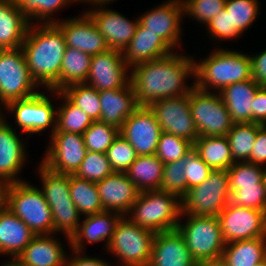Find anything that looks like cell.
Masks as SVG:
<instances>
[{
  "label": "cell",
  "instance_id": "30bf717a",
  "mask_svg": "<svg viewBox=\"0 0 266 266\" xmlns=\"http://www.w3.org/2000/svg\"><path fill=\"white\" fill-rule=\"evenodd\" d=\"M22 48L0 49V104L31 97L39 92ZM2 108H0L1 115Z\"/></svg>",
  "mask_w": 266,
  "mask_h": 266
},
{
  "label": "cell",
  "instance_id": "9c48e42d",
  "mask_svg": "<svg viewBox=\"0 0 266 266\" xmlns=\"http://www.w3.org/2000/svg\"><path fill=\"white\" fill-rule=\"evenodd\" d=\"M154 235L153 231L141 228L123 216L107 251L119 259L118 266H148Z\"/></svg>",
  "mask_w": 266,
  "mask_h": 266
},
{
  "label": "cell",
  "instance_id": "7402d4cb",
  "mask_svg": "<svg viewBox=\"0 0 266 266\" xmlns=\"http://www.w3.org/2000/svg\"><path fill=\"white\" fill-rule=\"evenodd\" d=\"M104 211H113L126 216L137 200L140 191L126 173L114 172L96 182Z\"/></svg>",
  "mask_w": 266,
  "mask_h": 266
},
{
  "label": "cell",
  "instance_id": "60d3db41",
  "mask_svg": "<svg viewBox=\"0 0 266 266\" xmlns=\"http://www.w3.org/2000/svg\"><path fill=\"white\" fill-rule=\"evenodd\" d=\"M119 134V128L101 121H94L82 136L88 151L106 153Z\"/></svg>",
  "mask_w": 266,
  "mask_h": 266
},
{
  "label": "cell",
  "instance_id": "11a10c76",
  "mask_svg": "<svg viewBox=\"0 0 266 266\" xmlns=\"http://www.w3.org/2000/svg\"><path fill=\"white\" fill-rule=\"evenodd\" d=\"M72 254L74 256L69 257L70 259L67 256L65 266H111L104 259L86 256L83 252L72 250Z\"/></svg>",
  "mask_w": 266,
  "mask_h": 266
},
{
  "label": "cell",
  "instance_id": "8d00e7d4",
  "mask_svg": "<svg viewBox=\"0 0 266 266\" xmlns=\"http://www.w3.org/2000/svg\"><path fill=\"white\" fill-rule=\"evenodd\" d=\"M261 124L234 123L227 133L232 158L235 162H245L250 158L257 132Z\"/></svg>",
  "mask_w": 266,
  "mask_h": 266
},
{
  "label": "cell",
  "instance_id": "db71d44e",
  "mask_svg": "<svg viewBox=\"0 0 266 266\" xmlns=\"http://www.w3.org/2000/svg\"><path fill=\"white\" fill-rule=\"evenodd\" d=\"M253 123L266 125V87H259L253 99Z\"/></svg>",
  "mask_w": 266,
  "mask_h": 266
},
{
  "label": "cell",
  "instance_id": "ba28073f",
  "mask_svg": "<svg viewBox=\"0 0 266 266\" xmlns=\"http://www.w3.org/2000/svg\"><path fill=\"white\" fill-rule=\"evenodd\" d=\"M230 197L228 171L212 170L200 185L187 189L180 199L181 214L218 217L229 204Z\"/></svg>",
  "mask_w": 266,
  "mask_h": 266
},
{
  "label": "cell",
  "instance_id": "7a4b0ae2",
  "mask_svg": "<svg viewBox=\"0 0 266 266\" xmlns=\"http://www.w3.org/2000/svg\"><path fill=\"white\" fill-rule=\"evenodd\" d=\"M21 48L35 82L48 92H58L62 59L67 48L61 29L55 23H32Z\"/></svg>",
  "mask_w": 266,
  "mask_h": 266
},
{
  "label": "cell",
  "instance_id": "d6a6232c",
  "mask_svg": "<svg viewBox=\"0 0 266 266\" xmlns=\"http://www.w3.org/2000/svg\"><path fill=\"white\" fill-rule=\"evenodd\" d=\"M193 149L212 170H228L235 163L227 136H199Z\"/></svg>",
  "mask_w": 266,
  "mask_h": 266
},
{
  "label": "cell",
  "instance_id": "4dcf8cb0",
  "mask_svg": "<svg viewBox=\"0 0 266 266\" xmlns=\"http://www.w3.org/2000/svg\"><path fill=\"white\" fill-rule=\"evenodd\" d=\"M266 259V237L227 243L220 261L225 266H255Z\"/></svg>",
  "mask_w": 266,
  "mask_h": 266
},
{
  "label": "cell",
  "instance_id": "e0dca14e",
  "mask_svg": "<svg viewBox=\"0 0 266 266\" xmlns=\"http://www.w3.org/2000/svg\"><path fill=\"white\" fill-rule=\"evenodd\" d=\"M129 70L131 68L123 59L122 52L109 49L92 56L90 71L85 83L97 91L120 89L130 83Z\"/></svg>",
  "mask_w": 266,
  "mask_h": 266
},
{
  "label": "cell",
  "instance_id": "c3c4849f",
  "mask_svg": "<svg viewBox=\"0 0 266 266\" xmlns=\"http://www.w3.org/2000/svg\"><path fill=\"white\" fill-rule=\"evenodd\" d=\"M230 203L236 206L258 209L266 213V189L264 183L233 191Z\"/></svg>",
  "mask_w": 266,
  "mask_h": 266
},
{
  "label": "cell",
  "instance_id": "91938a15",
  "mask_svg": "<svg viewBox=\"0 0 266 266\" xmlns=\"http://www.w3.org/2000/svg\"><path fill=\"white\" fill-rule=\"evenodd\" d=\"M263 183H264V187L266 189V168H264V172H263Z\"/></svg>",
  "mask_w": 266,
  "mask_h": 266
},
{
  "label": "cell",
  "instance_id": "816d5d0a",
  "mask_svg": "<svg viewBox=\"0 0 266 266\" xmlns=\"http://www.w3.org/2000/svg\"><path fill=\"white\" fill-rule=\"evenodd\" d=\"M253 146L247 162L264 166L266 164V125L259 127Z\"/></svg>",
  "mask_w": 266,
  "mask_h": 266
},
{
  "label": "cell",
  "instance_id": "f546056e",
  "mask_svg": "<svg viewBox=\"0 0 266 266\" xmlns=\"http://www.w3.org/2000/svg\"><path fill=\"white\" fill-rule=\"evenodd\" d=\"M29 25L14 0H0V49L20 48Z\"/></svg>",
  "mask_w": 266,
  "mask_h": 266
},
{
  "label": "cell",
  "instance_id": "7c38bea8",
  "mask_svg": "<svg viewBox=\"0 0 266 266\" xmlns=\"http://www.w3.org/2000/svg\"><path fill=\"white\" fill-rule=\"evenodd\" d=\"M49 95L40 91L35 95L8 103L5 108L14 115L18 128L25 134L42 133L51 128L56 130V109Z\"/></svg>",
  "mask_w": 266,
  "mask_h": 266
},
{
  "label": "cell",
  "instance_id": "3957f363",
  "mask_svg": "<svg viewBox=\"0 0 266 266\" xmlns=\"http://www.w3.org/2000/svg\"><path fill=\"white\" fill-rule=\"evenodd\" d=\"M194 86L199 90L220 92L233 83L252 79L250 55L216 48L201 62L194 61ZM211 87V88H210Z\"/></svg>",
  "mask_w": 266,
  "mask_h": 266
},
{
  "label": "cell",
  "instance_id": "b9f144b4",
  "mask_svg": "<svg viewBox=\"0 0 266 266\" xmlns=\"http://www.w3.org/2000/svg\"><path fill=\"white\" fill-rule=\"evenodd\" d=\"M264 168L262 165L247 161L235 162L227 171L229 176V189L232 193L243 187L258 186L263 182Z\"/></svg>",
  "mask_w": 266,
  "mask_h": 266
},
{
  "label": "cell",
  "instance_id": "5bb4252c",
  "mask_svg": "<svg viewBox=\"0 0 266 266\" xmlns=\"http://www.w3.org/2000/svg\"><path fill=\"white\" fill-rule=\"evenodd\" d=\"M41 163L59 174H75L86 156L83 136L78 133L54 132Z\"/></svg>",
  "mask_w": 266,
  "mask_h": 266
},
{
  "label": "cell",
  "instance_id": "f907efd6",
  "mask_svg": "<svg viewBox=\"0 0 266 266\" xmlns=\"http://www.w3.org/2000/svg\"><path fill=\"white\" fill-rule=\"evenodd\" d=\"M205 27L207 28V34L218 41L237 39L241 36L235 28H231L230 14L225 8L215 18L211 19Z\"/></svg>",
  "mask_w": 266,
  "mask_h": 266
},
{
  "label": "cell",
  "instance_id": "6125c7cd",
  "mask_svg": "<svg viewBox=\"0 0 266 266\" xmlns=\"http://www.w3.org/2000/svg\"><path fill=\"white\" fill-rule=\"evenodd\" d=\"M1 188L2 186L0 185V203H1Z\"/></svg>",
  "mask_w": 266,
  "mask_h": 266
},
{
  "label": "cell",
  "instance_id": "f1b7e54d",
  "mask_svg": "<svg viewBox=\"0 0 266 266\" xmlns=\"http://www.w3.org/2000/svg\"><path fill=\"white\" fill-rule=\"evenodd\" d=\"M260 86L249 79L224 87L219 94L233 123L253 122V99Z\"/></svg>",
  "mask_w": 266,
  "mask_h": 266
},
{
  "label": "cell",
  "instance_id": "ac0fdd59",
  "mask_svg": "<svg viewBox=\"0 0 266 266\" xmlns=\"http://www.w3.org/2000/svg\"><path fill=\"white\" fill-rule=\"evenodd\" d=\"M161 128L148 106H140L120 128L123 136L135 149L137 155H155Z\"/></svg>",
  "mask_w": 266,
  "mask_h": 266
},
{
  "label": "cell",
  "instance_id": "9a60e30c",
  "mask_svg": "<svg viewBox=\"0 0 266 266\" xmlns=\"http://www.w3.org/2000/svg\"><path fill=\"white\" fill-rule=\"evenodd\" d=\"M225 243L266 237V213L229 204L218 215Z\"/></svg>",
  "mask_w": 266,
  "mask_h": 266
},
{
  "label": "cell",
  "instance_id": "7bdbcfd3",
  "mask_svg": "<svg viewBox=\"0 0 266 266\" xmlns=\"http://www.w3.org/2000/svg\"><path fill=\"white\" fill-rule=\"evenodd\" d=\"M193 149V143L174 134L161 132L155 155L164 163L185 157Z\"/></svg>",
  "mask_w": 266,
  "mask_h": 266
},
{
  "label": "cell",
  "instance_id": "d590c367",
  "mask_svg": "<svg viewBox=\"0 0 266 266\" xmlns=\"http://www.w3.org/2000/svg\"><path fill=\"white\" fill-rule=\"evenodd\" d=\"M70 197L80 215L103 212L96 183L70 174Z\"/></svg>",
  "mask_w": 266,
  "mask_h": 266
},
{
  "label": "cell",
  "instance_id": "9f6ffc18",
  "mask_svg": "<svg viewBox=\"0 0 266 266\" xmlns=\"http://www.w3.org/2000/svg\"><path fill=\"white\" fill-rule=\"evenodd\" d=\"M5 262L1 266H24L17 258H14V259H11V261H5Z\"/></svg>",
  "mask_w": 266,
  "mask_h": 266
},
{
  "label": "cell",
  "instance_id": "f6af8a7d",
  "mask_svg": "<svg viewBox=\"0 0 266 266\" xmlns=\"http://www.w3.org/2000/svg\"><path fill=\"white\" fill-rule=\"evenodd\" d=\"M186 165L185 157L164 164L161 190L175 194L181 199L187 192V181L184 175Z\"/></svg>",
  "mask_w": 266,
  "mask_h": 266
},
{
  "label": "cell",
  "instance_id": "ab89813d",
  "mask_svg": "<svg viewBox=\"0 0 266 266\" xmlns=\"http://www.w3.org/2000/svg\"><path fill=\"white\" fill-rule=\"evenodd\" d=\"M225 9L230 14L231 28H235L241 35L260 14L258 0H227Z\"/></svg>",
  "mask_w": 266,
  "mask_h": 266
},
{
  "label": "cell",
  "instance_id": "94428289",
  "mask_svg": "<svg viewBox=\"0 0 266 266\" xmlns=\"http://www.w3.org/2000/svg\"><path fill=\"white\" fill-rule=\"evenodd\" d=\"M255 266H266V259L263 260L262 262L256 264Z\"/></svg>",
  "mask_w": 266,
  "mask_h": 266
},
{
  "label": "cell",
  "instance_id": "ee69618b",
  "mask_svg": "<svg viewBox=\"0 0 266 266\" xmlns=\"http://www.w3.org/2000/svg\"><path fill=\"white\" fill-rule=\"evenodd\" d=\"M113 173L106 153L88 151L74 175L96 183Z\"/></svg>",
  "mask_w": 266,
  "mask_h": 266
},
{
  "label": "cell",
  "instance_id": "681fc988",
  "mask_svg": "<svg viewBox=\"0 0 266 266\" xmlns=\"http://www.w3.org/2000/svg\"><path fill=\"white\" fill-rule=\"evenodd\" d=\"M185 162L187 165L184 175L186 176L187 189L200 185L212 171L194 149L185 156Z\"/></svg>",
  "mask_w": 266,
  "mask_h": 266
},
{
  "label": "cell",
  "instance_id": "8992f818",
  "mask_svg": "<svg viewBox=\"0 0 266 266\" xmlns=\"http://www.w3.org/2000/svg\"><path fill=\"white\" fill-rule=\"evenodd\" d=\"M42 193L51 208L53 233H64L68 245L81 222L80 213L70 197V175L49 170L41 162L37 168Z\"/></svg>",
  "mask_w": 266,
  "mask_h": 266
},
{
  "label": "cell",
  "instance_id": "4fadbf2b",
  "mask_svg": "<svg viewBox=\"0 0 266 266\" xmlns=\"http://www.w3.org/2000/svg\"><path fill=\"white\" fill-rule=\"evenodd\" d=\"M161 131L174 134L192 143L199 137L189 105V94L158 100L148 106Z\"/></svg>",
  "mask_w": 266,
  "mask_h": 266
},
{
  "label": "cell",
  "instance_id": "44dd1931",
  "mask_svg": "<svg viewBox=\"0 0 266 266\" xmlns=\"http://www.w3.org/2000/svg\"><path fill=\"white\" fill-rule=\"evenodd\" d=\"M4 112L0 115V185L24 181L18 177L25 160H27L26 148L23 139L17 135Z\"/></svg>",
  "mask_w": 266,
  "mask_h": 266
},
{
  "label": "cell",
  "instance_id": "74e56055",
  "mask_svg": "<svg viewBox=\"0 0 266 266\" xmlns=\"http://www.w3.org/2000/svg\"><path fill=\"white\" fill-rule=\"evenodd\" d=\"M14 2L30 24L33 22L35 24V21L37 24L55 23L57 20L54 19V13L68 4L75 3L74 0H14Z\"/></svg>",
  "mask_w": 266,
  "mask_h": 266
},
{
  "label": "cell",
  "instance_id": "277c9868",
  "mask_svg": "<svg viewBox=\"0 0 266 266\" xmlns=\"http://www.w3.org/2000/svg\"><path fill=\"white\" fill-rule=\"evenodd\" d=\"M1 203L36 235L53 234L52 211L37 186L27 181L2 185Z\"/></svg>",
  "mask_w": 266,
  "mask_h": 266
},
{
  "label": "cell",
  "instance_id": "1f68e13d",
  "mask_svg": "<svg viewBox=\"0 0 266 266\" xmlns=\"http://www.w3.org/2000/svg\"><path fill=\"white\" fill-rule=\"evenodd\" d=\"M163 167L156 155H139L125 173L140 192L161 190Z\"/></svg>",
  "mask_w": 266,
  "mask_h": 266
},
{
  "label": "cell",
  "instance_id": "6da1fadb",
  "mask_svg": "<svg viewBox=\"0 0 266 266\" xmlns=\"http://www.w3.org/2000/svg\"><path fill=\"white\" fill-rule=\"evenodd\" d=\"M173 52L165 57L144 62L131 68L130 82L139 106L171 97L190 94L195 87L186 85L189 77L194 79V58Z\"/></svg>",
  "mask_w": 266,
  "mask_h": 266
},
{
  "label": "cell",
  "instance_id": "ffe728a7",
  "mask_svg": "<svg viewBox=\"0 0 266 266\" xmlns=\"http://www.w3.org/2000/svg\"><path fill=\"white\" fill-rule=\"evenodd\" d=\"M83 12L77 17L58 19L55 22L65 36L66 47L79 49L91 56L108 51L109 47L102 33L90 16Z\"/></svg>",
  "mask_w": 266,
  "mask_h": 266
},
{
  "label": "cell",
  "instance_id": "cb8c5ba5",
  "mask_svg": "<svg viewBox=\"0 0 266 266\" xmlns=\"http://www.w3.org/2000/svg\"><path fill=\"white\" fill-rule=\"evenodd\" d=\"M148 266H198L176 230L155 233Z\"/></svg>",
  "mask_w": 266,
  "mask_h": 266
},
{
  "label": "cell",
  "instance_id": "f35d334b",
  "mask_svg": "<svg viewBox=\"0 0 266 266\" xmlns=\"http://www.w3.org/2000/svg\"><path fill=\"white\" fill-rule=\"evenodd\" d=\"M61 92L93 121L100 120V98L98 91L94 87L86 83H77L65 87Z\"/></svg>",
  "mask_w": 266,
  "mask_h": 266
},
{
  "label": "cell",
  "instance_id": "e575fe53",
  "mask_svg": "<svg viewBox=\"0 0 266 266\" xmlns=\"http://www.w3.org/2000/svg\"><path fill=\"white\" fill-rule=\"evenodd\" d=\"M63 103L56 109V130L54 132H69L83 134L94 122L84 111L74 105L61 91L49 90Z\"/></svg>",
  "mask_w": 266,
  "mask_h": 266
},
{
  "label": "cell",
  "instance_id": "83f0119b",
  "mask_svg": "<svg viewBox=\"0 0 266 266\" xmlns=\"http://www.w3.org/2000/svg\"><path fill=\"white\" fill-rule=\"evenodd\" d=\"M54 235H36L17 259L24 266H65L67 253Z\"/></svg>",
  "mask_w": 266,
  "mask_h": 266
},
{
  "label": "cell",
  "instance_id": "52a82bcc",
  "mask_svg": "<svg viewBox=\"0 0 266 266\" xmlns=\"http://www.w3.org/2000/svg\"><path fill=\"white\" fill-rule=\"evenodd\" d=\"M182 216V217H181ZM177 230L183 236L192 258L198 263L220 261L226 243L218 217L181 214Z\"/></svg>",
  "mask_w": 266,
  "mask_h": 266
},
{
  "label": "cell",
  "instance_id": "603a6c76",
  "mask_svg": "<svg viewBox=\"0 0 266 266\" xmlns=\"http://www.w3.org/2000/svg\"><path fill=\"white\" fill-rule=\"evenodd\" d=\"M122 214L113 211H103L87 215L78 225L77 231L70 238V249L83 252L86 243H96L105 240L107 249Z\"/></svg>",
  "mask_w": 266,
  "mask_h": 266
},
{
  "label": "cell",
  "instance_id": "680465c9",
  "mask_svg": "<svg viewBox=\"0 0 266 266\" xmlns=\"http://www.w3.org/2000/svg\"><path fill=\"white\" fill-rule=\"evenodd\" d=\"M199 266H225L221 261L198 264Z\"/></svg>",
  "mask_w": 266,
  "mask_h": 266
},
{
  "label": "cell",
  "instance_id": "2e32d148",
  "mask_svg": "<svg viewBox=\"0 0 266 266\" xmlns=\"http://www.w3.org/2000/svg\"><path fill=\"white\" fill-rule=\"evenodd\" d=\"M109 4L110 2L93 3L92 7L95 6L86 13L102 33L109 49L123 52L136 32L139 18L131 21L117 11L107 9L105 6Z\"/></svg>",
  "mask_w": 266,
  "mask_h": 266
},
{
  "label": "cell",
  "instance_id": "4316f807",
  "mask_svg": "<svg viewBox=\"0 0 266 266\" xmlns=\"http://www.w3.org/2000/svg\"><path fill=\"white\" fill-rule=\"evenodd\" d=\"M36 234L0 203V254L17 258Z\"/></svg>",
  "mask_w": 266,
  "mask_h": 266
},
{
  "label": "cell",
  "instance_id": "836d02e7",
  "mask_svg": "<svg viewBox=\"0 0 266 266\" xmlns=\"http://www.w3.org/2000/svg\"><path fill=\"white\" fill-rule=\"evenodd\" d=\"M92 56L76 48L67 47L62 59L59 91L65 87L85 83L90 71Z\"/></svg>",
  "mask_w": 266,
  "mask_h": 266
},
{
  "label": "cell",
  "instance_id": "7dc6e473",
  "mask_svg": "<svg viewBox=\"0 0 266 266\" xmlns=\"http://www.w3.org/2000/svg\"><path fill=\"white\" fill-rule=\"evenodd\" d=\"M227 0H182L184 15L207 24L225 8Z\"/></svg>",
  "mask_w": 266,
  "mask_h": 266
},
{
  "label": "cell",
  "instance_id": "d6986e66",
  "mask_svg": "<svg viewBox=\"0 0 266 266\" xmlns=\"http://www.w3.org/2000/svg\"><path fill=\"white\" fill-rule=\"evenodd\" d=\"M184 16L182 0H166L162 5L141 14L139 23L160 36L172 49L181 45L182 29L180 26Z\"/></svg>",
  "mask_w": 266,
  "mask_h": 266
},
{
  "label": "cell",
  "instance_id": "5b68a950",
  "mask_svg": "<svg viewBox=\"0 0 266 266\" xmlns=\"http://www.w3.org/2000/svg\"><path fill=\"white\" fill-rule=\"evenodd\" d=\"M180 215V199L159 189L140 192L126 217L141 228L160 233L176 230Z\"/></svg>",
  "mask_w": 266,
  "mask_h": 266
},
{
  "label": "cell",
  "instance_id": "f5cc1de1",
  "mask_svg": "<svg viewBox=\"0 0 266 266\" xmlns=\"http://www.w3.org/2000/svg\"><path fill=\"white\" fill-rule=\"evenodd\" d=\"M252 79L261 87H266V49L250 55Z\"/></svg>",
  "mask_w": 266,
  "mask_h": 266
},
{
  "label": "cell",
  "instance_id": "8fae6325",
  "mask_svg": "<svg viewBox=\"0 0 266 266\" xmlns=\"http://www.w3.org/2000/svg\"><path fill=\"white\" fill-rule=\"evenodd\" d=\"M189 105L199 136H227L234 123L218 92L194 87L189 94Z\"/></svg>",
  "mask_w": 266,
  "mask_h": 266
},
{
  "label": "cell",
  "instance_id": "d4e9b609",
  "mask_svg": "<svg viewBox=\"0 0 266 266\" xmlns=\"http://www.w3.org/2000/svg\"><path fill=\"white\" fill-rule=\"evenodd\" d=\"M103 123L121 128L128 118L140 106L137 102L131 82L123 88L98 91Z\"/></svg>",
  "mask_w": 266,
  "mask_h": 266
},
{
  "label": "cell",
  "instance_id": "484cf974",
  "mask_svg": "<svg viewBox=\"0 0 266 266\" xmlns=\"http://www.w3.org/2000/svg\"><path fill=\"white\" fill-rule=\"evenodd\" d=\"M173 49L158 35L148 31L140 23L136 32L123 50V59L132 68L138 64L159 59L171 54Z\"/></svg>",
  "mask_w": 266,
  "mask_h": 266
},
{
  "label": "cell",
  "instance_id": "bcb514c9",
  "mask_svg": "<svg viewBox=\"0 0 266 266\" xmlns=\"http://www.w3.org/2000/svg\"><path fill=\"white\" fill-rule=\"evenodd\" d=\"M107 159L114 172L125 173L136 160L137 153L120 134L106 151Z\"/></svg>",
  "mask_w": 266,
  "mask_h": 266
},
{
  "label": "cell",
  "instance_id": "6f0895ef",
  "mask_svg": "<svg viewBox=\"0 0 266 266\" xmlns=\"http://www.w3.org/2000/svg\"><path fill=\"white\" fill-rule=\"evenodd\" d=\"M75 2H83V3H90V4H93V3H104V2H113L114 0H74ZM116 1V0H115Z\"/></svg>",
  "mask_w": 266,
  "mask_h": 266
}]
</instances>
